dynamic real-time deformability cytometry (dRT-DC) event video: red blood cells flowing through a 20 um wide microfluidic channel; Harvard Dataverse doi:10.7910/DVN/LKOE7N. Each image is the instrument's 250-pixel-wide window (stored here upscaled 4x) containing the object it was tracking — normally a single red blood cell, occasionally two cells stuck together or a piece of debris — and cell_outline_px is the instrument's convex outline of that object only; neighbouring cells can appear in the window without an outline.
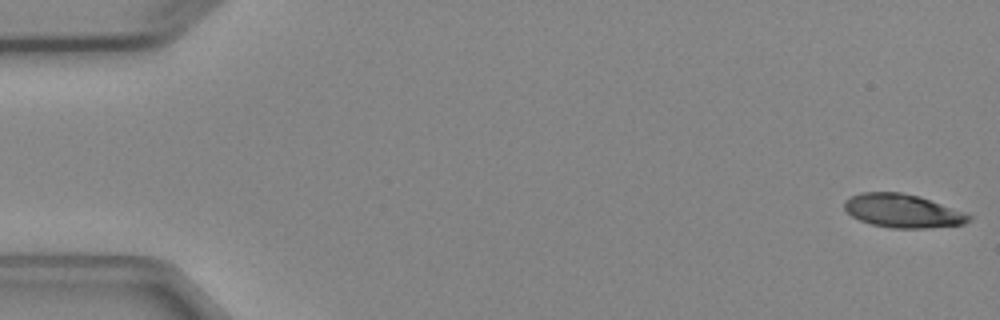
{"species": "Egyptian fruit bat (a non-hibernating species)", "species_latin": "Rousettus aegyptiacus", "temperature_condition": "cold", "stored_images_in_passage": 5, "camera_frame_rate_fps": 3000, "um_per_image_px": 0.085, "animal": {"sex": "female"}, "frame": {"image": 1, "passage_image": 1, "time_ms": 0.0, "image_size_px": [1000, 320], "cell_outline_px": [[972, 220], [964, 224], [924, 228], [892, 228], [872, 224], [860, 220], [852, 216], [844, 208], [844, 200], [860, 192], [900, 192], [920, 196], [964, 212], [972, 216]], "centroid_in_image_um": [76.73, 17.92], "position_along_channel_um": 8.3, "area_um2": 24.22}}
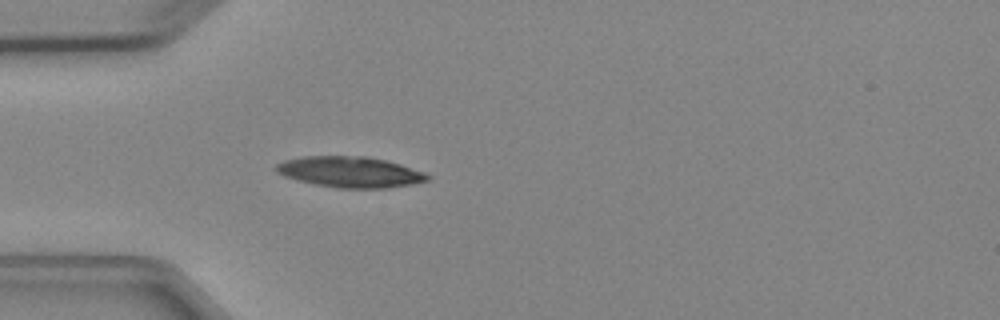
{"frame": {"image": 2, "passage_image": 5, "time_ms": 4.667, "image_size_px": [1000, 320], "cell_outline_px": [[432, 176], [428, 180], [412, 184], [388, 188], [336, 188], [316, 184], [284, 176], [276, 172], [272, 168], [276, 164], [284, 160], [304, 156], [368, 156], [400, 164], [424, 172]], "centroid_in_image_um": [29.75, 14.61], "position_along_channel_um": 55.3, "area_um2": 27.22}}